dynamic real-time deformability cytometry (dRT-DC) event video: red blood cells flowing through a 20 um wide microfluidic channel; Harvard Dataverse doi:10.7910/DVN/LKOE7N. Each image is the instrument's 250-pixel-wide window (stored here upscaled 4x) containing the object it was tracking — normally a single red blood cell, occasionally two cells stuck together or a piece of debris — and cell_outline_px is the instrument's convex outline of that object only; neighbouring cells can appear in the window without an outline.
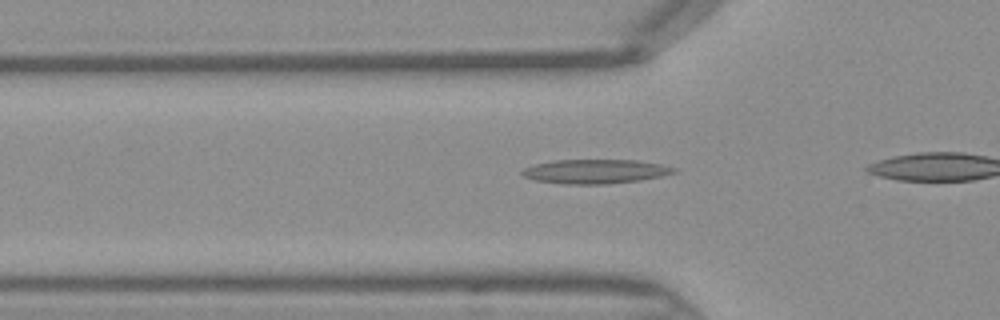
{"species": "Egyptian fruit bat (a non-hibernating species)", "species_latin": "Rousettus aegyptiacus", "temperature_condition": "warm", "stored_images_in_passage": 25, "camera_frame_rate_fps": 3000, "um_per_image_px": 0.085, "frame": {"image": 1, "passage_image": 4, "time_ms": 1.0, "image_size_px": [1000, 320], "cell_outline_px": [[676, 172], [660, 176], [640, 180], [604, 184], [564, 184], [536, 180], [524, 176], [520, 172], [524, 168], [536, 164], [556, 160], [636, 160], [660, 164], [676, 168]], "centroid_in_image_um": [50.6, 14.57], "position_along_channel_um": 75.2, "area_um2": 21.15}}
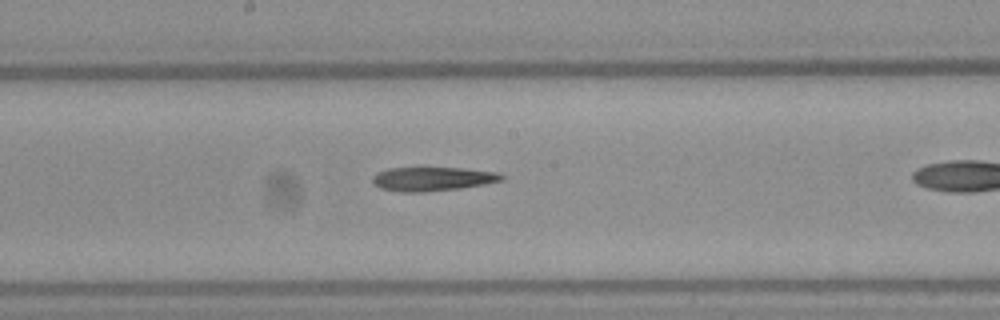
{"frame": {"image": 2, "passage_image": 13, "time_ms": 4.0, "image_size_px": [1000, 320], "cell_outline_px": [[504, 180], [484, 184], [460, 188], [424, 192], [400, 192], [380, 188], [372, 180], [372, 176], [376, 172], [388, 168], [464, 168], [496, 172], [504, 176]], "centroid_in_image_um": [36.75, 15.21], "position_along_channel_um": 211.5, "area_um2": 17.98}}
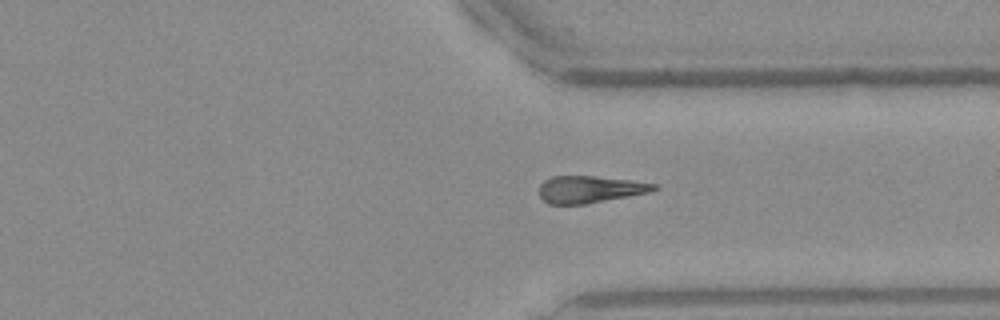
{"frame": {"image": 3, "passage_image": 23, "time_ms": 7.333, "image_size_px": [1000, 320], "cell_outline_px": [[660, 188], [652, 192], [584, 204], [548, 204], [540, 196], [540, 184], [544, 180], [552, 176], [596, 176], [628, 180], [656, 184]], "centroid_in_image_um": [50.15, 16.09], "position_along_channel_um": 361.2, "area_um2": 18.03}}